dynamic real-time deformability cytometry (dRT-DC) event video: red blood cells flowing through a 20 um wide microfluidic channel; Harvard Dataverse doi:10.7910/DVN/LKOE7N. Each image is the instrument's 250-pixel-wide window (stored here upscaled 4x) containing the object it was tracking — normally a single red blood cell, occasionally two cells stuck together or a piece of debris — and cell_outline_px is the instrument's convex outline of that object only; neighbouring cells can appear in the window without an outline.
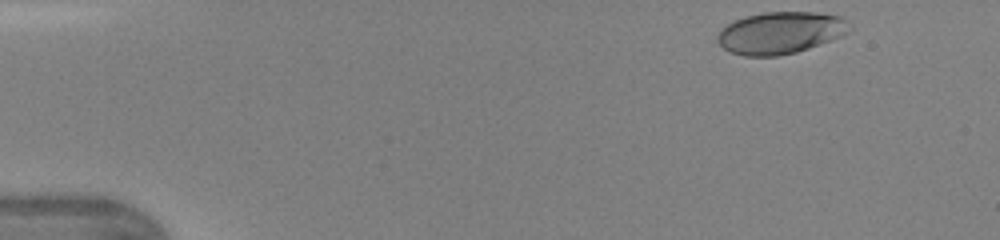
{"species": "human", "species_latin": "Homo sapiens", "temperature_condition": "warm", "stored_images_in_passage": 41, "camera_frame_rate_fps": 3000, "um_per_image_px": 0.085, "donor": {"sex": "female"}, "frame": {"image": 1, "passage_image": 1, "time_ms": 0.0, "image_size_px": [1000, 240], "cell_outline_px": [[852, 28], [848, 32], [840, 36], [808, 48], [796, 52], [776, 56], [744, 56], [732, 52], [724, 48], [716, 40], [716, 36], [720, 28], [744, 16], [764, 12], [816, 12], [840, 16]], "centroid_in_image_um": [66.29, 2.78], "position_along_channel_um": 18.7, "area_um2": 32.14}}
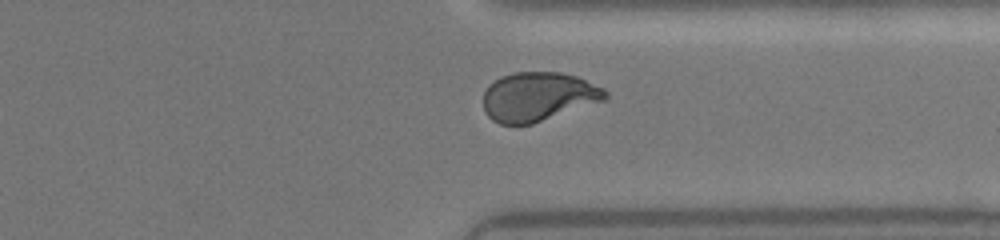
{"frame": {"image": 2, "passage_image": 31, "time_ms": 10.0, "image_size_px": [1000, 240], "cell_outline_px": [[608, 96], [604, 100], [532, 124], [500, 124], [492, 120], [484, 112], [484, 92], [488, 84], [500, 76], [512, 72], [560, 72], [576, 76], [604, 88], [608, 92]], "centroid_in_image_um": [45.72, 8.2], "position_along_channel_um": 365.7, "area_um2": 34.91}}
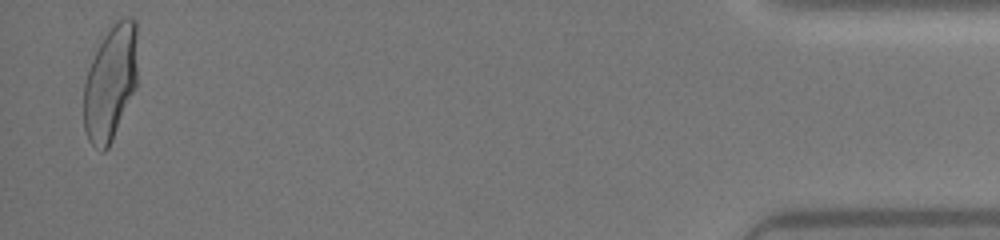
{"frame": {"image": 3, "passage_image": 40, "time_ms": 13.0, "image_size_px": [1000, 240], "cell_outline_px": [[136, 88], [112, 140], [108, 148], [104, 152], [100, 152], [88, 140], [84, 128], [84, 80], [92, 60], [104, 36], [120, 20], [128, 16], [136, 20]], "centroid_in_image_um": [9.38, 7.1], "position_along_channel_um": 425.8, "area_um2": 35.66}}